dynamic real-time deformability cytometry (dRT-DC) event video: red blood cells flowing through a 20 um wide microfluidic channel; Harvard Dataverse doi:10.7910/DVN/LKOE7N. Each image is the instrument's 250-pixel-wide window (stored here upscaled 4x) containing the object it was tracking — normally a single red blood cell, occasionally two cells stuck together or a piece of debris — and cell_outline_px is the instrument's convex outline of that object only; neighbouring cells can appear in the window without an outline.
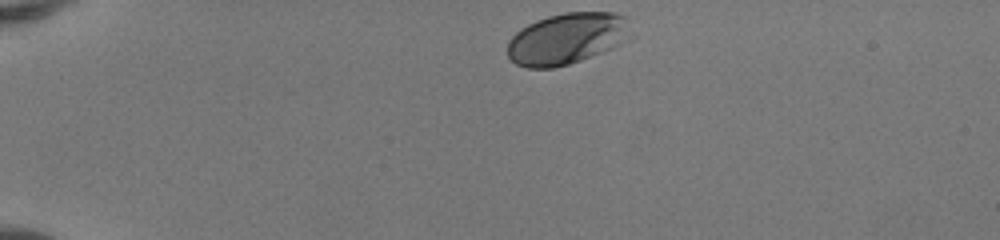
{"species": "human", "species_latin": "Homo sapiens", "temperature_condition": "room temperature", "stored_images_in_passage": 36, "camera_frame_rate_fps": 3000, "um_per_image_px": 0.085, "donor": {"sex": "female"}, "frame": {"image": 1, "passage_image": 1, "time_ms": 0.0, "image_size_px": [1000, 240], "cell_outline_px": [[636, 36], [612, 48], [580, 60], [568, 64], [552, 68], [528, 68], [516, 64], [508, 56], [508, 40], [520, 28], [536, 20], [548, 16], [564, 12], [616, 12], [628, 16]], "centroid_in_image_um": [48.28, 3.25], "position_along_channel_um": 36.7, "area_um2": 37.63}}
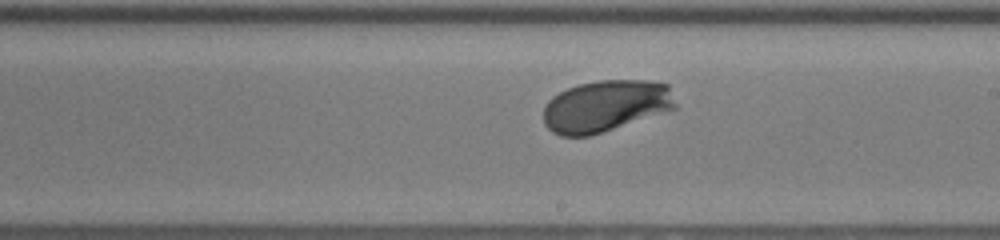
{"frame": {"image": 2, "passage_image": 21, "time_ms": 6.667, "image_size_px": [1000, 240], "cell_outline_px": [[676, 108], [588, 136], [560, 136], [552, 132], [544, 124], [544, 108], [548, 100], [552, 96], [568, 88], [580, 84], [600, 80], [648, 80], [668, 84], [676, 104]], "centroid_in_image_um": [51.45, 9.0], "position_along_channel_um": 237.5, "area_um2": 39.42}}
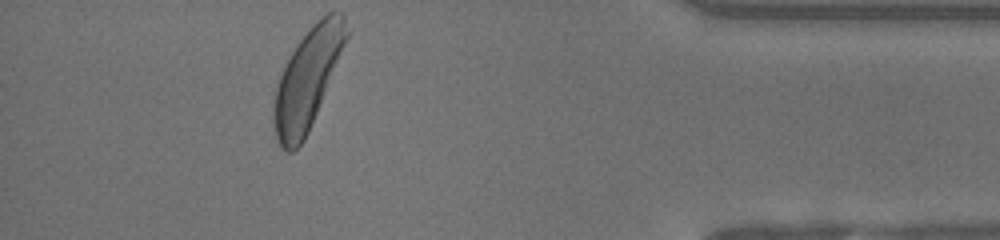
{"frame": {"image": 3, "passage_image": 36, "time_ms": 11.667, "image_size_px": [1000, 240], "cell_outline_px": [[352, 32], [308, 132], [304, 140], [292, 152], [288, 152], [280, 148], [276, 140], [272, 128], [272, 108], [276, 88], [284, 64], [296, 44], [328, 12], [340, 12], [344, 16]], "centroid_in_image_um": [26.14, 6.74], "position_along_channel_um": 409.1, "area_um2": 42.54}, "authors_computed_cell_mechanics": {"area_um2": 38.9572, "velocity_mm_per_s": 4.1042, "shape_relaxation_time_tau1_ms": 0.8652, "shape_relaxation_time_tau2_ms": null, "deformation_change_tau1": 0.0992, "deformation_change_tau2": null}}